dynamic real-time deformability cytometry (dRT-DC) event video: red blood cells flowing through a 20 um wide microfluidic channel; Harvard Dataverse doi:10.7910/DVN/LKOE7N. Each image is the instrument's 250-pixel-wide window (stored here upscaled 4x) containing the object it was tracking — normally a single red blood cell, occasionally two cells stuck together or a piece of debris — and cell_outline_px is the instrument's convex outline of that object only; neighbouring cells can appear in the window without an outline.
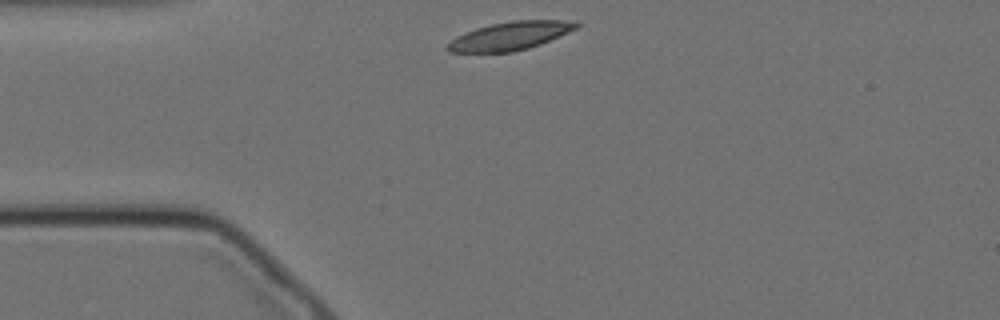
{"species": "Egyptian fruit bat (a non-hibernating species)", "species_latin": "Rousettus aegyptiacus", "temperature_condition": "cold", "stored_images_in_passage": 46, "camera_frame_rate_fps": 3000, "um_per_image_px": 0.085, "animal": {"sex": "female"}, "frame": {"image": 1, "passage_image": 1, "time_ms": 0.0, "image_size_px": [1000, 320], "cell_outline_px": [[580, 24], [576, 28], [568, 32], [540, 44], [528, 48], [512, 52], [448, 52], [444, 48], [456, 36], [464, 32], [476, 28], [492, 24], [512, 20], [564, 20]], "centroid_in_image_um": [43.3, 3.05], "position_along_channel_um": 41.7, "area_um2": 20.98}}
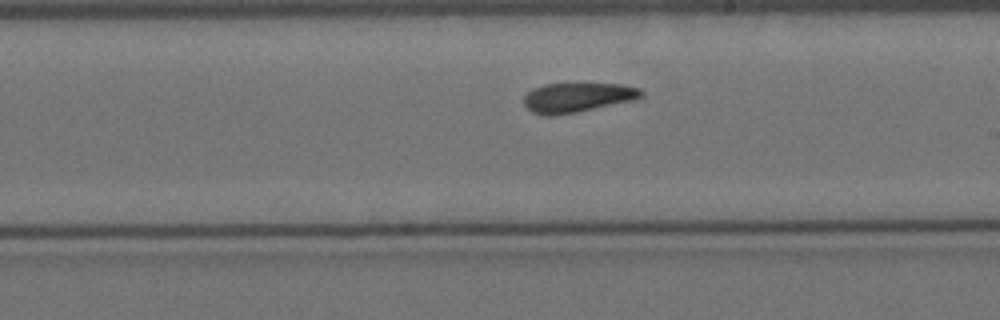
{"frame": {"image": 2, "passage_image": 20, "time_ms": 6.333, "image_size_px": [1000, 320], "cell_outline_px": [[644, 96], [632, 100], [576, 112], [552, 116], [544, 116], [532, 112], [524, 104], [524, 96], [532, 88], [544, 84], [620, 84], [640, 88], [644, 92]], "centroid_in_image_um": [49.06, 8.28], "position_along_channel_um": 239.9, "area_um2": 20.06}}
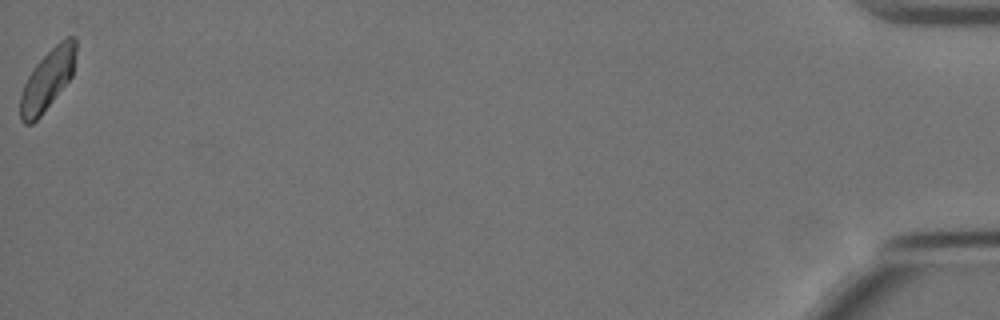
{"frame": {"image": 3, "passage_image": 46, "time_ms": 15.0, "image_size_px": [1000, 320], "cell_outline_px": [[76, 52], [72, 76], [40, 116], [32, 124], [24, 124], [20, 120], [20, 96], [24, 84], [28, 76], [36, 64], [60, 40], [68, 36], [72, 36], [76, 40]], "centroid_in_image_um": [4.03, 6.78], "position_along_channel_um": 431.2, "area_um2": 19.36}, "authors_computed_cell_mechanics": {"area_um2": 20.7791, "velocity_mm_per_s": 3.4223, "shape_relaxation_time_tau1_ms": 2.7551, "shape_relaxation_time_tau2_ms": 3.5269, "deformation_change_tau1": 0.0934, "deformation_change_tau2": 0.1021}}